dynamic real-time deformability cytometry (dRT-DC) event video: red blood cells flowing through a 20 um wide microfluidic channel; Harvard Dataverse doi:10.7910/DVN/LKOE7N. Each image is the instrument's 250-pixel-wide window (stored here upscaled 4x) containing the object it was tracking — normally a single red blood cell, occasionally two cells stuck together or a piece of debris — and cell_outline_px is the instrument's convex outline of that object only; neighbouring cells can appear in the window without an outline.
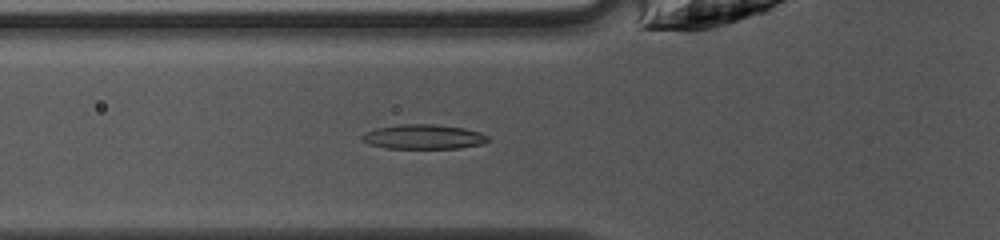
{"species": "common noctule bat (a hibernating species)", "species_latin": "Nyctalus noctula", "temperature_condition": "warm", "stored_images_in_passage": 36, "camera_frame_rate_fps": 3000, "um_per_image_px": 0.085, "animal": {"sex": "female", "body_mass_g": 10.0, "forearm_length_mm": 53.1}, "frame": {"image": 1, "passage_image": 6, "time_ms": 1.667, "image_size_px": [1000, 240], "cell_outline_px": [[488, 140], [484, 144], [460, 148], [388, 148], [368, 144], [360, 140], [360, 136], [364, 132], [376, 128], [400, 124], [432, 124], [464, 128], [480, 132], [488, 136]], "centroid_in_image_um": [35.97, 11.63], "position_along_channel_um": 89.8, "area_um2": 18.15}}
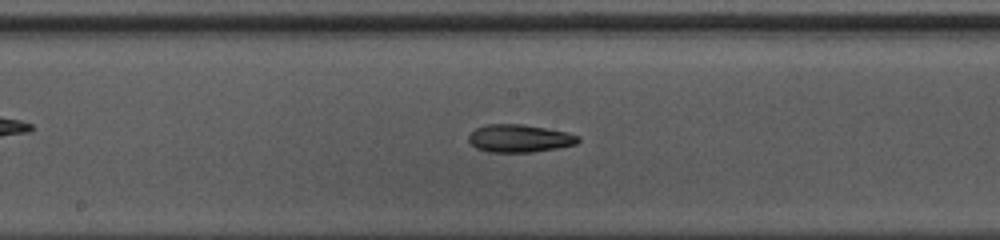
{"frame": {"image": 2, "passage_image": 14, "time_ms": 4.333, "image_size_px": [1000, 240], "cell_outline_px": [[580, 140], [576, 144], [556, 148], [532, 152], [488, 152], [476, 148], [468, 140], [468, 136], [476, 128], [484, 124], [520, 124], [548, 128], [568, 132], [580, 136]], "centroid_in_image_um": [44.16, 11.75], "position_along_channel_um": 204.0, "area_um2": 17.8}}
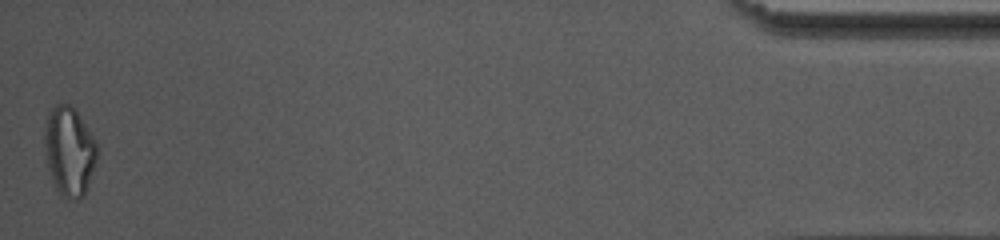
{"frame": {"image": 3, "passage_image": 36, "time_ms": 11.667, "image_size_px": [1000, 240], "cell_outline_px": [[96, 160], [84, 196], [80, 200], [76, 200], [60, 196], [56, 188], [48, 168], [44, 152], [44, 128], [48, 112], [56, 104], [72, 104], [76, 108], [92, 136], [96, 144]], "centroid_in_image_um": [5.86, 12.83], "position_along_channel_um": 429.3, "area_um2": 27.34}, "authors_computed_cell_mechanics": {"area_um2": 17.8602, "velocity_mm_per_s": 4.2344, "shape_relaxation_time_tau1_ms": 5.4838, "shape_relaxation_time_tau2_ms": 3.2172, "deformation_change_tau1": 0.1746, "deformation_change_tau2": 0.1018}}